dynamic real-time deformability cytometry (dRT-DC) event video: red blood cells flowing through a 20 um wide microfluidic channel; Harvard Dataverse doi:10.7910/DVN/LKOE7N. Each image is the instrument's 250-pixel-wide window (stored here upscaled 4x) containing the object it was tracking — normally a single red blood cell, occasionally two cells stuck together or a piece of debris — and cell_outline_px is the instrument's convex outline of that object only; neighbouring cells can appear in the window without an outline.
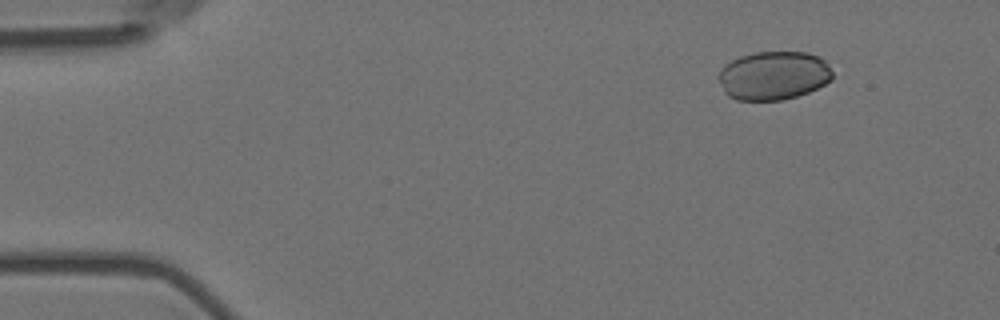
{"species": "Egyptian fruit bat (a non-hibernating species)", "species_latin": "Rousettus aegyptiacus", "temperature_condition": "room temperature", "stored_images_in_passage": 6, "camera_frame_rate_fps": 3000, "um_per_image_px": 0.085, "animal": {"sex": "female"}, "frame": {"image": 1, "passage_image": 2, "time_ms": 0.333, "image_size_px": [1000, 320], "cell_outline_px": [[832, 80], [808, 92], [784, 100], [736, 100], [728, 96], [724, 92], [720, 80], [720, 68], [724, 64], [740, 56], [756, 52], [808, 52], [820, 56], [828, 64], [832, 72]], "centroid_in_image_um": [65.76, 6.41], "position_along_channel_um": 19.2, "area_um2": 32.37}}